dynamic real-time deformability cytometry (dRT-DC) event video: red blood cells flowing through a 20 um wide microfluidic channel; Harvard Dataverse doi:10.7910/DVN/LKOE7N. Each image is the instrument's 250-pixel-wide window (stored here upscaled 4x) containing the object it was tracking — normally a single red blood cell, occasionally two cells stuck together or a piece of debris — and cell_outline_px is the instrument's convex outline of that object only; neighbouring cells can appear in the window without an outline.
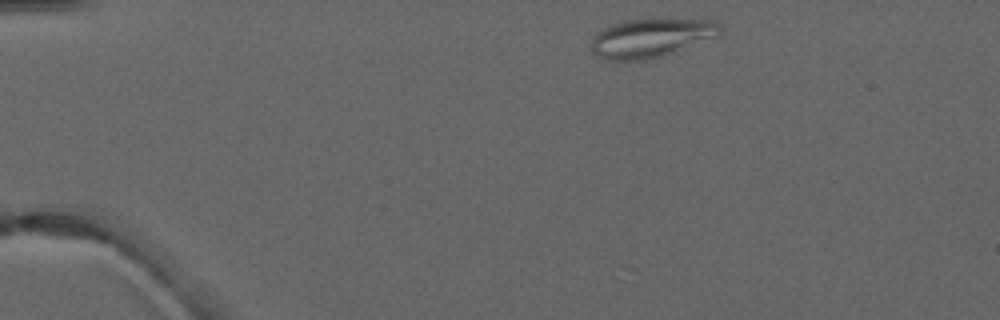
{"species": "common noctule bat (a hibernating species)", "species_latin": "Nyctalus noctula", "temperature_condition": "warm", "stored_images_in_passage": 6, "camera_frame_rate_fps": 3000, "um_per_image_px": 0.085, "animal": {"sex": "male", "forearm_length_mm": 52.5}, "frame": {"image": 1, "passage_image": 1, "time_ms": 0.0, "image_size_px": [1000, 320], "cell_outline_px": [[720, 36], [660, 56], [644, 60], [608, 60], [596, 56], [592, 52], [592, 40], [596, 32], [612, 24], [624, 20], [712, 20], [720, 24]], "centroid_in_image_um": [55.31, 3.23], "position_along_channel_um": 29.7, "area_um2": 28.67}}